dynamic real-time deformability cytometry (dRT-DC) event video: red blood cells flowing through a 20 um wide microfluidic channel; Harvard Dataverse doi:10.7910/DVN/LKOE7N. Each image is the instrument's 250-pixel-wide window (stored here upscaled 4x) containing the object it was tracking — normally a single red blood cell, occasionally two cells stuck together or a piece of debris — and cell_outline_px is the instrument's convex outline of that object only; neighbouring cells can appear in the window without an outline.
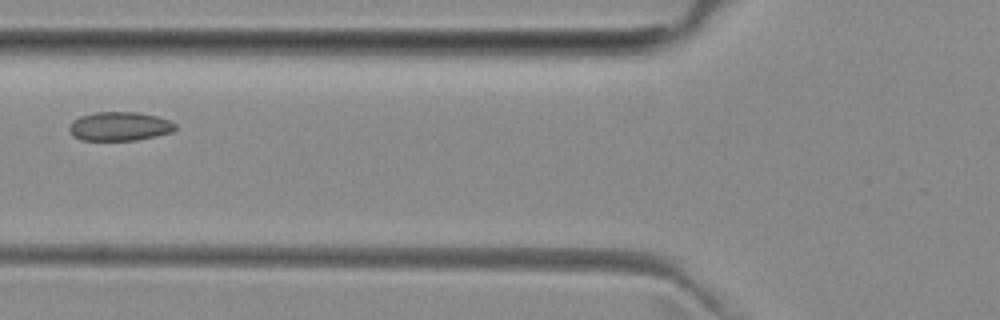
{"species": "common noctule bat (a hibernating species)", "species_latin": "Nyctalus noctula", "temperature_condition": "room temperature", "stored_images_in_passage": 6, "camera_frame_rate_fps": 3000, "um_per_image_px": 0.085, "animal": {"sex": "female", "body_mass_g": 29.2, "forearm_length_mm": 56.3}, "frame": {"image": 1, "passage_image": 5, "time_ms": 4.667, "image_size_px": [1000, 320], "cell_outline_px": [[176, 128], [172, 132], [156, 136], [136, 140], [80, 140], [72, 136], [68, 128], [72, 120], [80, 116], [96, 112], [136, 112], [156, 116], [168, 120], [176, 124]], "centroid_in_image_um": [10.13, 10.74], "position_along_channel_um": 115.7, "area_um2": 17.92}}
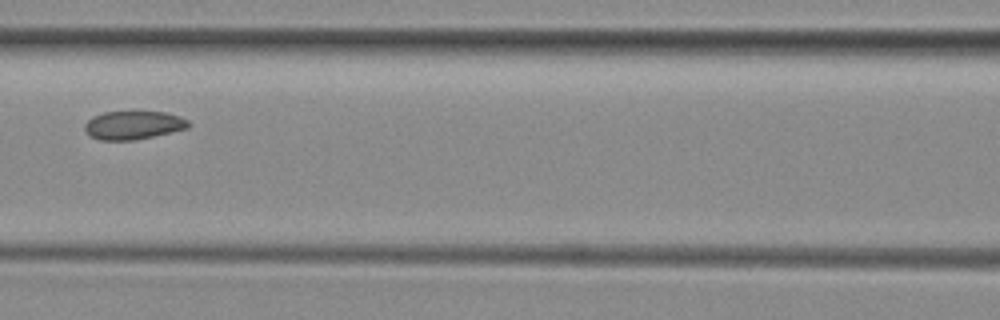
{"frame": {"image": 2, "passage_image": 6, "time_ms": 5.667, "image_size_px": [1000, 320], "cell_outline_px": [[192, 124], [188, 128], [152, 136], [132, 140], [100, 140], [88, 136], [84, 128], [84, 124], [92, 116], [104, 112], [164, 112], [180, 116], [188, 120]], "centroid_in_image_um": [11.31, 10.64], "position_along_channel_um": 155.3, "area_um2": 17.17}}